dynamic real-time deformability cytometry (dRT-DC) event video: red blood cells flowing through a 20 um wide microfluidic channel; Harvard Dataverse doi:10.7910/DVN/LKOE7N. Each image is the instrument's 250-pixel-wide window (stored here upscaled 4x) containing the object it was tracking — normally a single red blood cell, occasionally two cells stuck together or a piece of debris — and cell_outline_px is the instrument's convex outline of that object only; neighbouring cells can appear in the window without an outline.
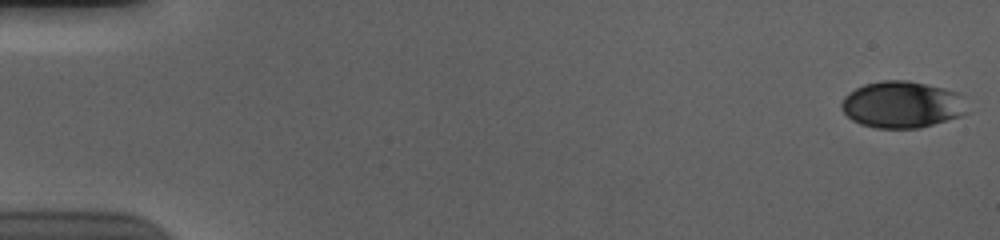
{"species": "human", "species_latin": "Homo sapiens", "temperature_condition": "cold", "stored_images_in_passage": 56, "camera_frame_rate_fps": 3000, "um_per_image_px": 0.085, "donor": {"sex": "male"}, "frame": {"image": 1, "passage_image": 1, "time_ms": 0.0, "image_size_px": [1000, 240], "cell_outline_px": [[968, 112], [964, 116], [920, 128], [876, 128], [860, 124], [852, 120], [840, 108], [840, 104], [844, 96], [848, 92], [864, 84], [884, 80], [908, 80], [944, 88], [968, 96]], "centroid_in_image_um": [76.74, 8.89], "position_along_channel_um": 8.3, "area_um2": 34.97}}
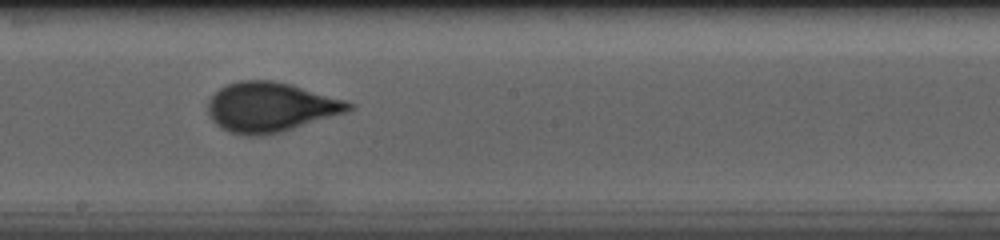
{"frame": {"image": 2, "passage_image": 32, "time_ms": 10.333, "image_size_px": [1000, 240], "cell_outline_px": [[356, 104], [352, 108], [344, 112], [280, 132], [264, 136], [244, 136], [228, 132], [220, 128], [212, 120], [208, 112], [208, 100], [220, 88], [228, 84], [240, 80], [272, 80], [292, 84], [344, 100]], "centroid_in_image_um": [22.94, 9.11], "position_along_channel_um": 225.3, "area_um2": 40.52}}
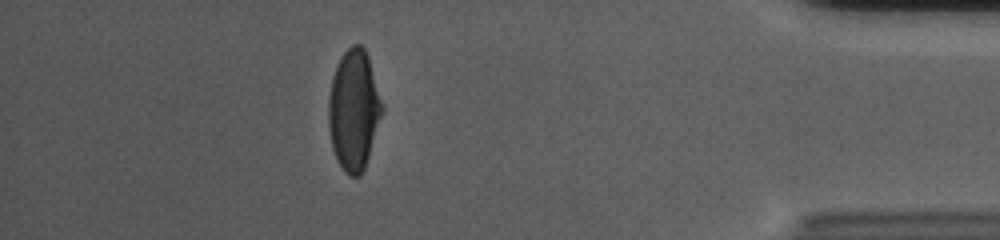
{"frame": {"image": 3, "passage_image": 50, "time_ms": 16.333, "image_size_px": [1000, 240], "cell_outline_px": [[384, 112], [364, 168], [360, 176], [348, 176], [344, 172], [336, 160], [332, 148], [328, 128], [328, 96], [332, 76], [344, 52], [352, 44], [360, 44], [364, 48], [368, 56], [384, 104]], "centroid_in_image_um": [30.08, 9.37], "position_along_channel_um": 405.1, "area_um2": 38.09}, "authors_computed_cell_mechanics": {"area_um2": 38.1769, "velocity_mm_per_s": 3.7125, "shape_relaxation_time_tau1_ms": 4.092, "shape_relaxation_time_tau2_ms": null, "deformation_change_tau1": 0.1666, "deformation_change_tau2": null}}